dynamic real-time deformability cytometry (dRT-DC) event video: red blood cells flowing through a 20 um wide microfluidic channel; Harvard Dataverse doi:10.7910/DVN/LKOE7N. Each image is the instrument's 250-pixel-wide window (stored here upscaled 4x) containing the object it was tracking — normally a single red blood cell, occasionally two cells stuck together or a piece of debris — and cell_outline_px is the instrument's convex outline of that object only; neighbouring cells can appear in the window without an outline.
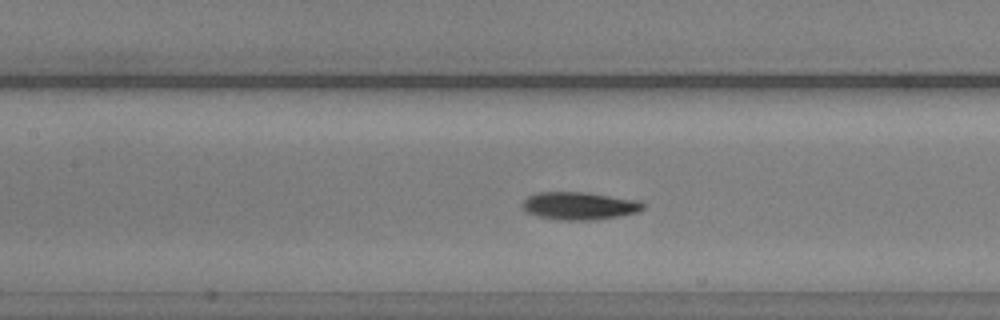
{"species": "common noctule bat (a hibernating species)", "species_latin": "Nyctalus noctula", "temperature_condition": "warm", "stored_images_in_passage": 53, "camera_frame_rate_fps": 3000, "um_per_image_px": 0.085, "animal": {"sex": "male", "body_mass_g": 20.5, "forearm_length_mm": 52.5}, "frame": {"image": 1, "passage_image": 24, "time_ms": 7.667, "image_size_px": [1000, 320], "cell_outline_px": [[644, 208], [640, 212], [592, 220], [560, 220], [540, 216], [528, 212], [520, 204], [528, 196], [536, 192], [588, 192], [640, 200], [644, 204]], "centroid_in_image_um": [49.27, 17.48], "position_along_channel_um": 158.1, "area_um2": 19.54}}
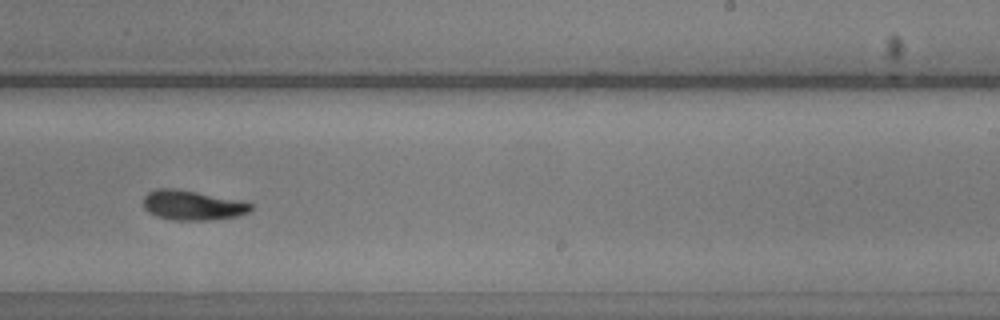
{"frame": {"image": 2, "passage_image": 33, "time_ms": 10.667, "image_size_px": [1000, 320], "cell_outline_px": [[252, 208], [248, 212], [236, 216], [212, 220], [176, 220], [156, 216], [148, 212], [144, 208], [144, 196], [148, 192], [156, 188], [176, 188], [244, 200], [252, 204]], "centroid_in_image_um": [16.37, 17.43], "position_along_channel_um": 272.6, "area_um2": 18.84}}
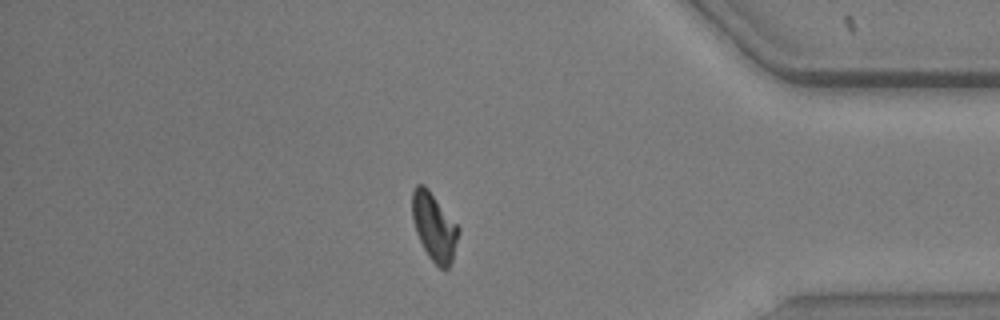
{"frame": {"image": 3, "passage_image": 45, "time_ms": 14.667, "image_size_px": [1000, 320], "cell_outline_px": [[460, 232], [452, 260], [448, 268], [440, 268], [428, 256], [416, 232], [412, 220], [412, 192], [416, 184], [424, 184], [428, 188], [460, 228]], "centroid_in_image_um": [36.9, 19.26], "position_along_channel_um": 398.3, "area_um2": 18.21}, "authors_computed_cell_mechanics": {"area_um2": 18.3804, "velocity_mm_per_s": 3.8268, "shape_relaxation_time_tau1_ms": 2.6421, "shape_relaxation_time_tau2_ms": 8.7479, "deformation_change_tau1": 0.1431, "deformation_change_tau2": 0.1258}}